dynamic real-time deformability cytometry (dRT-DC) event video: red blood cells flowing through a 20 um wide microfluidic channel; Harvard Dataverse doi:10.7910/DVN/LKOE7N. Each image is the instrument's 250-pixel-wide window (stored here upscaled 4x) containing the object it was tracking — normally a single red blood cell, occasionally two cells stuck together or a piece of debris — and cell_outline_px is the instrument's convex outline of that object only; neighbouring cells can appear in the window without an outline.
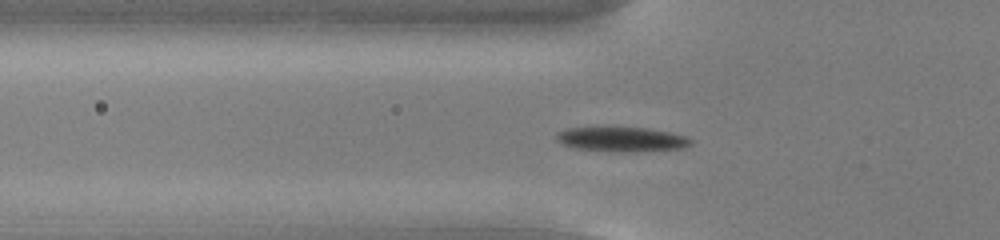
{"species": "common noctule bat (a hibernating species)", "species_latin": "Nyctalus noctula", "temperature_condition": "cold", "stored_images_in_passage": 55, "camera_frame_rate_fps": 3000, "um_per_image_px": 0.085, "animal": {"sex": "male", "body_mass_g": 13.0, "forearm_length_mm": 53.1}, "frame": {"image": 1, "passage_image": 19, "time_ms": 6.0, "image_size_px": [1000, 240], "cell_outline_px": [[692, 144], [684, 148], [636, 152], [612, 152], [576, 148], [564, 144], [556, 136], [564, 128], [604, 124], [648, 128], [668, 132], [684, 136], [692, 140]], "centroid_in_image_um": [52.82, 11.79], "position_along_channel_um": 73.0, "area_um2": 20.23}}
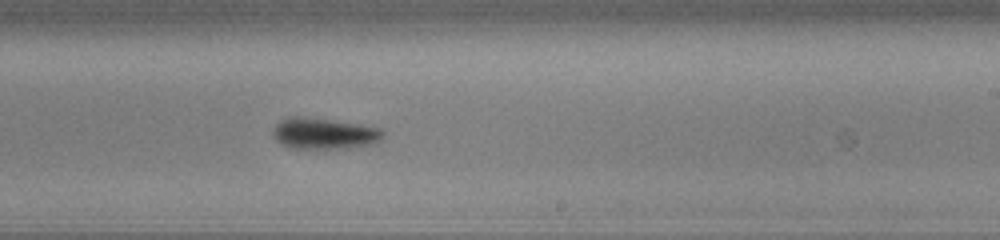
{"frame": {"image": 2, "passage_image": 34, "time_ms": 11.0, "image_size_px": [1000, 240], "cell_outline_px": [[384, 136], [380, 140], [372, 144], [348, 148], [288, 148], [280, 144], [272, 136], [272, 128], [280, 120], [288, 116], [300, 116], [356, 124], [380, 128], [384, 132]], "centroid_in_image_um": [27.48, 11.35], "position_along_channel_um": 261.5, "area_um2": 20.0}}
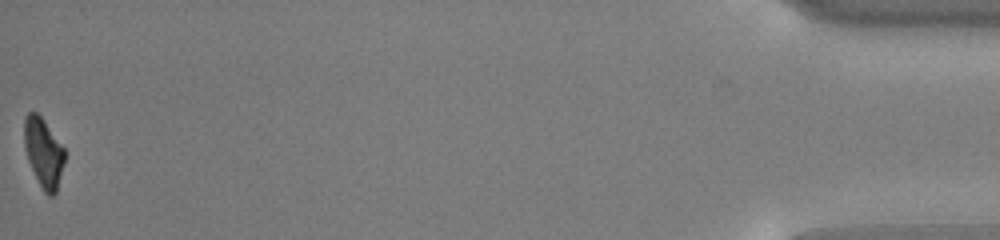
{"frame": {"image": 3, "passage_image": 55, "time_ms": 18.0, "image_size_px": [1000, 240], "cell_outline_px": [[64, 160], [56, 192], [52, 196], [48, 196], [44, 192], [28, 160], [24, 148], [24, 116], [28, 112], [36, 112], [40, 116], [64, 148]], "centroid_in_image_um": [3.67, 12.95], "position_along_channel_um": 431.5, "area_um2": 15.9}, "authors_computed_cell_mechanics": {"area_um2": 18.2648, "velocity_mm_per_s": 3.7845, "shape_relaxation_time_tau1_ms": 1.5892, "shape_relaxation_time_tau2_ms": 11.307, "deformation_change_tau1": 0.1178, "deformation_change_tau2": 0.1943}}